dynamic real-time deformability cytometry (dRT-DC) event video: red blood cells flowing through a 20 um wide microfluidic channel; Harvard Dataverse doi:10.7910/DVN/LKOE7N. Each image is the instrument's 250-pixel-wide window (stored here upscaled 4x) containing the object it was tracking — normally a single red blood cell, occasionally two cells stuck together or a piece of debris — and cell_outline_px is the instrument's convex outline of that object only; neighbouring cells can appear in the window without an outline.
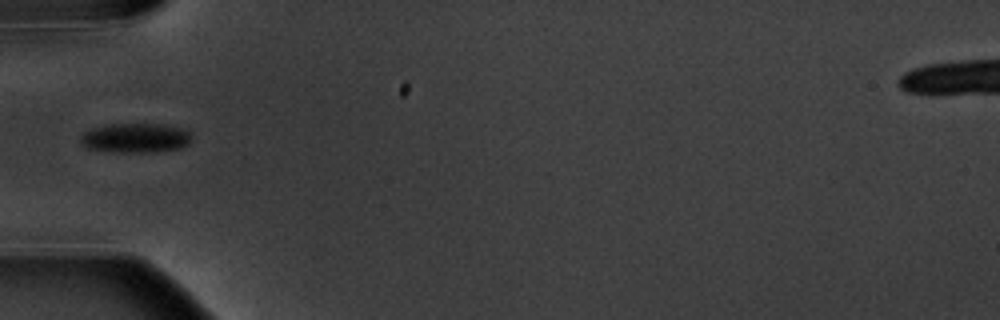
{"species": "common noctule bat (a hibernating species)", "species_latin": "Nyctalus noctula", "temperature_condition": "warm", "stored_images_in_passage": 2, "camera_frame_rate_fps": 3000, "um_per_image_px": 0.085, "animal": {"sex": "male", "body_mass_g": 20.1, "forearm_length_mm": 53.5}, "frame": {"image": 1, "passage_image": 1, "time_ms": 0.0, "image_size_px": [1000, 320], "cell_outline_px": [[192, 136], [188, 144], [180, 148], [156, 152], [112, 152], [88, 148], [80, 144], [80, 136], [84, 132], [92, 128], [112, 124], [164, 124], [180, 128], [188, 132]], "centroid_in_image_um": [11.5, 11.73], "position_along_channel_um": 73.5, "area_um2": 19.13}}
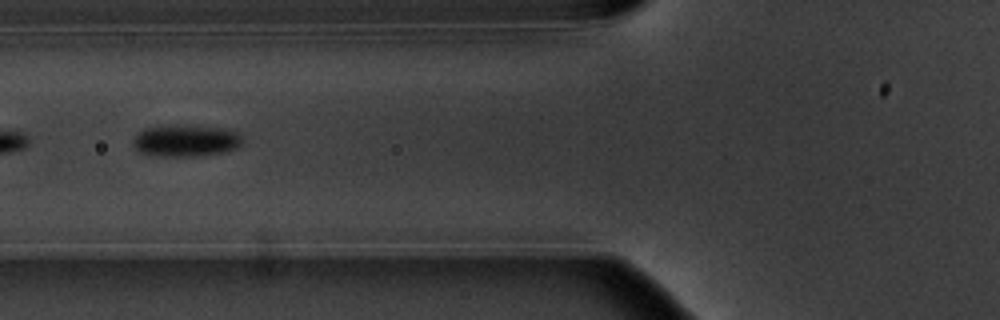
{"frame": {"image": 2, "passage_image": 2, "time_ms": 1.0, "image_size_px": [1000, 320], "cell_outline_px": [[240, 144], [236, 148], [224, 152], [196, 156], [156, 156], [140, 152], [132, 144], [132, 140], [144, 128], [176, 124], [224, 128], [236, 132], [240, 136]], "centroid_in_image_um": [15.75, 11.95], "position_along_channel_um": 110.0, "area_um2": 20.23}}